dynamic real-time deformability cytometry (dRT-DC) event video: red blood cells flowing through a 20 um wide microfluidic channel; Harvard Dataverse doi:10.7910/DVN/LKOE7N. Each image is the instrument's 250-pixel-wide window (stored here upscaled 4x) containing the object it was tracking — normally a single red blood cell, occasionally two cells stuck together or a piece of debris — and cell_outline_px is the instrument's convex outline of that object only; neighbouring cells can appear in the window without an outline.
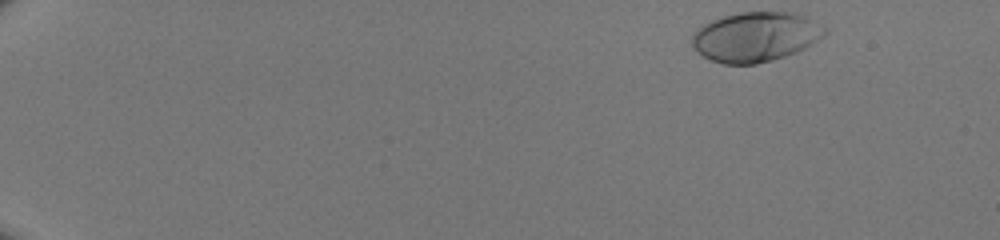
{"species": "human", "species_latin": "Homo sapiens", "temperature_condition": "room temperature", "stored_images_in_passage": 45, "camera_frame_rate_fps": 3000, "um_per_image_px": 0.085, "donor": {"sex": "male"}, "frame": {"image": 1, "passage_image": 1, "time_ms": 0.0, "image_size_px": [1000, 240], "cell_outline_px": [[828, 32], [824, 36], [804, 48], [796, 52], [772, 60], [756, 64], [724, 64], [712, 60], [704, 56], [692, 44], [692, 36], [704, 24], [712, 20], [724, 16], [740, 12], [796, 12], [828, 28]], "centroid_in_image_um": [64.27, 3.12], "position_along_channel_um": 20.7, "area_um2": 38.15}}
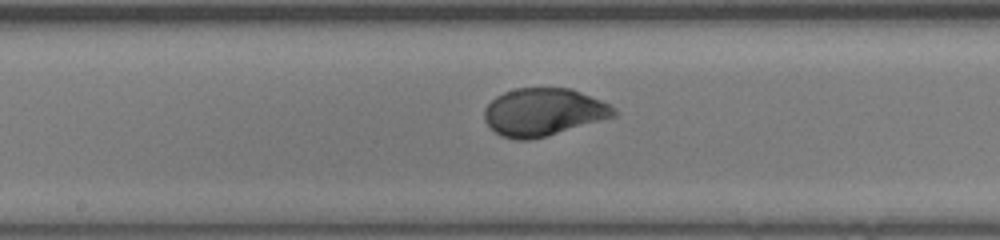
{"frame": {"image": 2, "passage_image": 25, "time_ms": 8.0, "image_size_px": [1000, 240], "cell_outline_px": [[620, 112], [616, 116], [544, 136], [528, 140], [516, 140], [500, 136], [484, 120], [484, 108], [496, 96], [504, 92], [516, 88], [572, 88], [600, 100], [616, 108]], "centroid_in_image_um": [46.19, 9.52], "position_along_channel_um": 202.0, "area_um2": 35.78}}
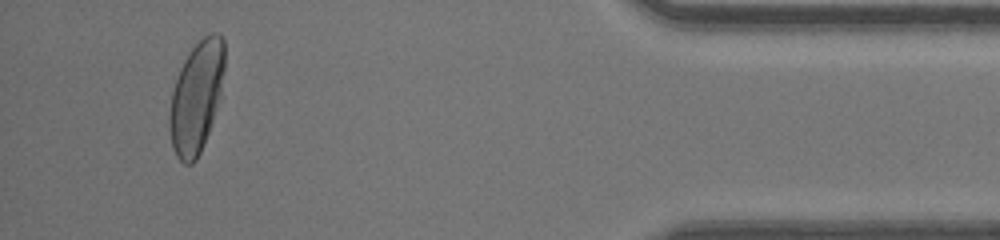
{"frame": {"image": 3, "passage_image": 43, "time_ms": 14.0, "image_size_px": [1000, 240], "cell_outline_px": [[224, 68], [220, 96], [208, 132], [200, 152], [196, 160], [192, 164], [184, 164], [176, 156], [172, 148], [168, 128], [168, 116], [172, 92], [180, 68], [184, 60], [192, 48], [204, 36], [212, 32], [216, 32], [224, 40]], "centroid_in_image_um": [16.67, 8.27], "position_along_channel_um": 418.5, "area_um2": 35.55}}